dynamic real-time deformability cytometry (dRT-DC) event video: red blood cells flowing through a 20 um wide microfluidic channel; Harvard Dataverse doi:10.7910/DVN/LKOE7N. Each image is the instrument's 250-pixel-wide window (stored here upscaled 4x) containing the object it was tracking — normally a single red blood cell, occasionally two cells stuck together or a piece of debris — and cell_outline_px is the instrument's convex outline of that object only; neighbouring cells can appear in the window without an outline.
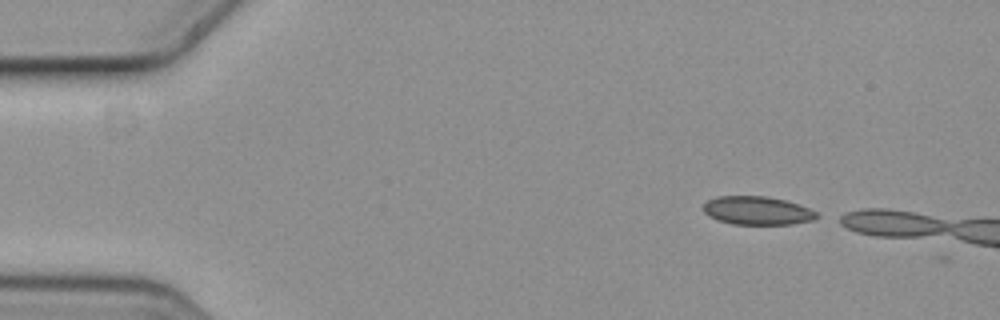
{"species": "common noctule bat (a hibernating species)", "species_latin": "Nyctalus noctula", "temperature_condition": "cold", "stored_images_in_passage": 2, "camera_frame_rate_fps": 3000, "um_per_image_px": 0.085, "animal": {"sex": "female", "body_mass_g": 19.3, "forearm_length_mm": 54.1}, "frame": {"image": 1, "passage_image": 1, "time_ms": 0.0, "image_size_px": [1000, 320], "cell_outline_px": [[824, 216], [816, 220], [792, 224], [732, 224], [716, 220], [708, 216], [704, 212], [704, 204], [708, 200], [716, 196], [764, 196], [784, 200], [808, 208]], "centroid_in_image_um": [64.39, 17.91], "position_along_channel_um": 20.6, "area_um2": 18.9}}